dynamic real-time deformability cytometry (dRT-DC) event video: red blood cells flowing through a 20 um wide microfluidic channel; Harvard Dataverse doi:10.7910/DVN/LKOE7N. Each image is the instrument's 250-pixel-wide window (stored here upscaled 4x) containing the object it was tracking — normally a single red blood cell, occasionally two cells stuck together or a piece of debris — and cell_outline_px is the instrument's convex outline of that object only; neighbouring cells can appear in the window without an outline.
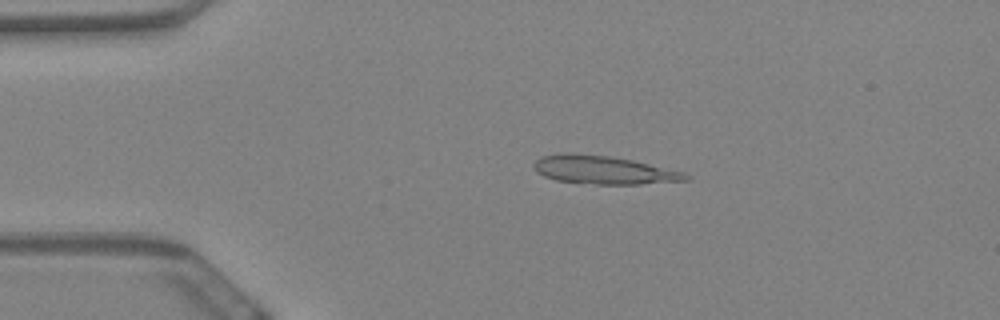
{"species": "Egyptian fruit bat (a non-hibernating species)", "species_latin": "Rousettus aegyptiacus", "temperature_condition": "warm", "stored_images_in_passage": 50, "camera_frame_rate_fps": 3000, "um_per_image_px": 0.085, "animal": {"sex": "female"}, "frame": {"image": 1, "passage_image": 3, "time_ms": 0.667, "image_size_px": [1000, 320], "cell_outline_px": [[692, 176], [688, 180], [640, 184], [596, 184], [556, 180], [544, 176], [536, 172], [532, 168], [532, 164], [540, 156], [604, 156], [632, 160], [684, 172]], "centroid_in_image_um": [51.37, 14.5], "position_along_channel_um": 33.6, "area_um2": 23.99}}
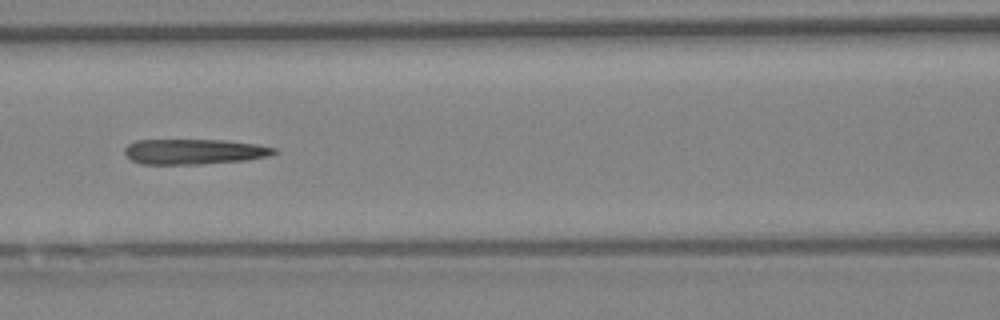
{"frame": {"image": 2, "passage_image": 17, "time_ms": 5.333, "image_size_px": [1000, 320], "cell_outline_px": [[276, 152], [268, 156], [248, 160], [200, 164], [140, 164], [132, 160], [124, 152], [124, 148], [128, 144], [136, 140], [220, 140], [256, 144], [276, 148]], "centroid_in_image_um": [16.48, 12.89], "position_along_channel_um": 150.1, "area_um2": 21.96}}
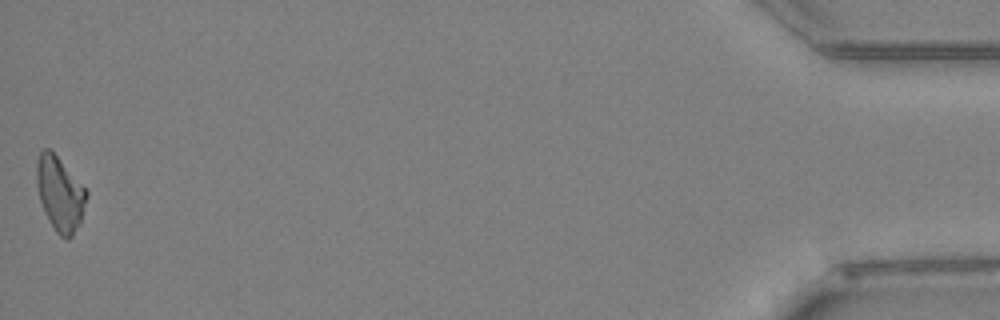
{"frame": {"image": 3, "passage_image": 50, "time_ms": 16.333, "image_size_px": [1000, 320], "cell_outline_px": [[88, 196], [80, 224], [72, 236], [68, 240], [60, 236], [56, 232], [44, 212], [40, 200], [36, 184], [36, 160], [40, 152], [44, 148], [52, 148], [88, 192]], "centroid_in_image_um": [5.09, 16.44], "position_along_channel_um": 430.1, "area_um2": 21.96}, "authors_computed_cell_mechanics": {"area_um2": 22.2819, "velocity_mm_per_s": 3.431, "shape_relaxation_time_tau1_ms": null, "shape_relaxation_time_tau2_ms": 4.978, "deformation_change_tau1": null, "deformation_change_tau2": 0.1778}}